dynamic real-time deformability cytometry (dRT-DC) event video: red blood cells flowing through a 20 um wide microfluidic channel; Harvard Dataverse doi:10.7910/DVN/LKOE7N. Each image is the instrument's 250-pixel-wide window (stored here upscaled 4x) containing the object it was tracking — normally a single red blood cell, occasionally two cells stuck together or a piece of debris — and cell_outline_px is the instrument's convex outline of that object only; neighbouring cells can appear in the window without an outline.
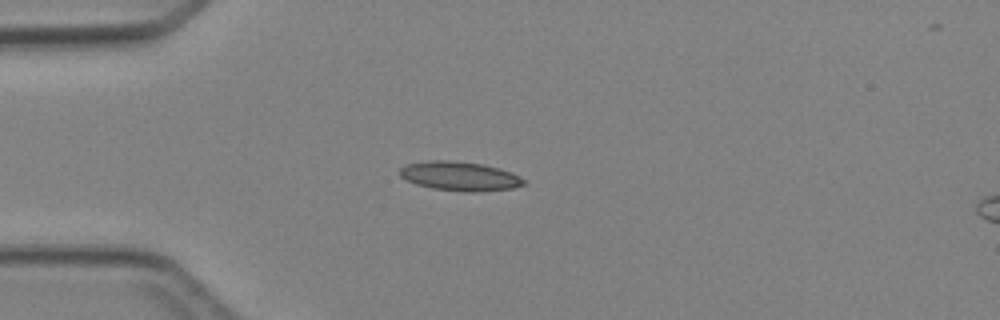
{"species": "Egyptian fruit bat (a non-hibernating species)", "species_latin": "Rousettus aegyptiacus", "temperature_condition": "cold", "stored_images_in_passage": 4, "camera_frame_rate_fps": 3000, "um_per_image_px": 0.085, "animal": {"sex": "female"}, "frame": {"image": 1, "passage_image": 3, "time_ms": 2.333, "image_size_px": [1000, 320], "cell_outline_px": [[528, 184], [512, 188], [472, 192], [464, 192], [432, 188], [416, 184], [400, 176], [400, 168], [404, 164], [428, 160], [448, 160], [484, 164], [500, 168], [512, 172], [524, 180]], "centroid_in_image_um": [39.08, 14.96], "position_along_channel_um": 45.9, "area_um2": 21.15}}